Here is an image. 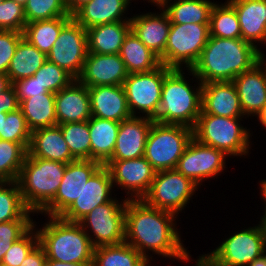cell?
Wrapping results in <instances>:
<instances>
[{
	"label": "cell",
	"instance_id": "6da1fadb",
	"mask_svg": "<svg viewBox=\"0 0 266 266\" xmlns=\"http://www.w3.org/2000/svg\"><path fill=\"white\" fill-rule=\"evenodd\" d=\"M176 218L175 214L151 207L142 199H129L125 208V242L149 260L153 256L148 251H152L164 258L188 262L191 256L175 226Z\"/></svg>",
	"mask_w": 266,
	"mask_h": 266
},
{
	"label": "cell",
	"instance_id": "7a4b0ae2",
	"mask_svg": "<svg viewBox=\"0 0 266 266\" xmlns=\"http://www.w3.org/2000/svg\"><path fill=\"white\" fill-rule=\"evenodd\" d=\"M264 56L260 48L242 38L209 36L199 59L188 73L201 83L233 81Z\"/></svg>",
	"mask_w": 266,
	"mask_h": 266
},
{
	"label": "cell",
	"instance_id": "3957f363",
	"mask_svg": "<svg viewBox=\"0 0 266 266\" xmlns=\"http://www.w3.org/2000/svg\"><path fill=\"white\" fill-rule=\"evenodd\" d=\"M48 218L42 229L37 228L39 244L46 258L68 263H93L95 247L80 223L60 216Z\"/></svg>",
	"mask_w": 266,
	"mask_h": 266
},
{
	"label": "cell",
	"instance_id": "277c9868",
	"mask_svg": "<svg viewBox=\"0 0 266 266\" xmlns=\"http://www.w3.org/2000/svg\"><path fill=\"white\" fill-rule=\"evenodd\" d=\"M184 69H172L164 78L157 122L183 125L191 129L201 113L202 83L188 84Z\"/></svg>",
	"mask_w": 266,
	"mask_h": 266
},
{
	"label": "cell",
	"instance_id": "5b68a950",
	"mask_svg": "<svg viewBox=\"0 0 266 266\" xmlns=\"http://www.w3.org/2000/svg\"><path fill=\"white\" fill-rule=\"evenodd\" d=\"M66 163L26 156L17 182L23 201L34 213H40L55 197Z\"/></svg>",
	"mask_w": 266,
	"mask_h": 266
},
{
	"label": "cell",
	"instance_id": "8992f818",
	"mask_svg": "<svg viewBox=\"0 0 266 266\" xmlns=\"http://www.w3.org/2000/svg\"><path fill=\"white\" fill-rule=\"evenodd\" d=\"M243 117H223L201 113L193 128V138L223 151L227 156H247L250 131L240 124Z\"/></svg>",
	"mask_w": 266,
	"mask_h": 266
},
{
	"label": "cell",
	"instance_id": "52a82bcc",
	"mask_svg": "<svg viewBox=\"0 0 266 266\" xmlns=\"http://www.w3.org/2000/svg\"><path fill=\"white\" fill-rule=\"evenodd\" d=\"M266 251V235L260 222L224 240L210 253L199 256L196 266H247Z\"/></svg>",
	"mask_w": 266,
	"mask_h": 266
},
{
	"label": "cell",
	"instance_id": "ba28073f",
	"mask_svg": "<svg viewBox=\"0 0 266 266\" xmlns=\"http://www.w3.org/2000/svg\"><path fill=\"white\" fill-rule=\"evenodd\" d=\"M193 138V129L183 125L154 121L150 128L144 157L156 172L175 169Z\"/></svg>",
	"mask_w": 266,
	"mask_h": 266
},
{
	"label": "cell",
	"instance_id": "9c48e42d",
	"mask_svg": "<svg viewBox=\"0 0 266 266\" xmlns=\"http://www.w3.org/2000/svg\"><path fill=\"white\" fill-rule=\"evenodd\" d=\"M210 24L171 23L160 63L171 69H192L210 36Z\"/></svg>",
	"mask_w": 266,
	"mask_h": 266
},
{
	"label": "cell",
	"instance_id": "30bf717a",
	"mask_svg": "<svg viewBox=\"0 0 266 266\" xmlns=\"http://www.w3.org/2000/svg\"><path fill=\"white\" fill-rule=\"evenodd\" d=\"M171 70L160 64L148 72L128 74L122 86L132 116L142 113L143 117L152 118L157 122L164 78Z\"/></svg>",
	"mask_w": 266,
	"mask_h": 266
},
{
	"label": "cell",
	"instance_id": "8fae6325",
	"mask_svg": "<svg viewBox=\"0 0 266 266\" xmlns=\"http://www.w3.org/2000/svg\"><path fill=\"white\" fill-rule=\"evenodd\" d=\"M198 186L176 169L156 172L142 200L149 206L178 216L196 193Z\"/></svg>",
	"mask_w": 266,
	"mask_h": 266
},
{
	"label": "cell",
	"instance_id": "7c38bea8",
	"mask_svg": "<svg viewBox=\"0 0 266 266\" xmlns=\"http://www.w3.org/2000/svg\"><path fill=\"white\" fill-rule=\"evenodd\" d=\"M114 198L98 205L79 221L95 248L125 242V208L128 199L118 202Z\"/></svg>",
	"mask_w": 266,
	"mask_h": 266
},
{
	"label": "cell",
	"instance_id": "4fadbf2b",
	"mask_svg": "<svg viewBox=\"0 0 266 266\" xmlns=\"http://www.w3.org/2000/svg\"><path fill=\"white\" fill-rule=\"evenodd\" d=\"M88 54L87 31L73 17L62 27L47 60L77 79Z\"/></svg>",
	"mask_w": 266,
	"mask_h": 266
},
{
	"label": "cell",
	"instance_id": "5bb4252c",
	"mask_svg": "<svg viewBox=\"0 0 266 266\" xmlns=\"http://www.w3.org/2000/svg\"><path fill=\"white\" fill-rule=\"evenodd\" d=\"M226 156L223 151L192 138L175 169L200 188L203 181L223 172L226 166Z\"/></svg>",
	"mask_w": 266,
	"mask_h": 266
},
{
	"label": "cell",
	"instance_id": "9a60e30c",
	"mask_svg": "<svg viewBox=\"0 0 266 266\" xmlns=\"http://www.w3.org/2000/svg\"><path fill=\"white\" fill-rule=\"evenodd\" d=\"M113 186L124 189L129 200L142 199L150 189L156 171L144 156L128 160H107ZM130 195V197H129Z\"/></svg>",
	"mask_w": 266,
	"mask_h": 266
},
{
	"label": "cell",
	"instance_id": "2e32d148",
	"mask_svg": "<svg viewBox=\"0 0 266 266\" xmlns=\"http://www.w3.org/2000/svg\"><path fill=\"white\" fill-rule=\"evenodd\" d=\"M102 164L96 160H74L67 163L61 184L54 199L40 212L61 216L78 198L88 179Z\"/></svg>",
	"mask_w": 266,
	"mask_h": 266
},
{
	"label": "cell",
	"instance_id": "e0dca14e",
	"mask_svg": "<svg viewBox=\"0 0 266 266\" xmlns=\"http://www.w3.org/2000/svg\"><path fill=\"white\" fill-rule=\"evenodd\" d=\"M114 187L109 170L101 165L88 179L80 196L60 217L70 222H79L98 205L111 201Z\"/></svg>",
	"mask_w": 266,
	"mask_h": 266
},
{
	"label": "cell",
	"instance_id": "ac0fdd59",
	"mask_svg": "<svg viewBox=\"0 0 266 266\" xmlns=\"http://www.w3.org/2000/svg\"><path fill=\"white\" fill-rule=\"evenodd\" d=\"M127 76L119 54L88 53L77 80L88 87L122 85Z\"/></svg>",
	"mask_w": 266,
	"mask_h": 266
},
{
	"label": "cell",
	"instance_id": "d6986e66",
	"mask_svg": "<svg viewBox=\"0 0 266 266\" xmlns=\"http://www.w3.org/2000/svg\"><path fill=\"white\" fill-rule=\"evenodd\" d=\"M266 58L232 81L244 115L256 116L266 104ZM265 66V67H264Z\"/></svg>",
	"mask_w": 266,
	"mask_h": 266
},
{
	"label": "cell",
	"instance_id": "ffe728a7",
	"mask_svg": "<svg viewBox=\"0 0 266 266\" xmlns=\"http://www.w3.org/2000/svg\"><path fill=\"white\" fill-rule=\"evenodd\" d=\"M154 120L141 116H132L121 121L116 145L108 160H128L144 156L147 137Z\"/></svg>",
	"mask_w": 266,
	"mask_h": 266
},
{
	"label": "cell",
	"instance_id": "44dd1931",
	"mask_svg": "<svg viewBox=\"0 0 266 266\" xmlns=\"http://www.w3.org/2000/svg\"><path fill=\"white\" fill-rule=\"evenodd\" d=\"M55 109L57 125L88 121L92 117L88 86L75 79L55 93Z\"/></svg>",
	"mask_w": 266,
	"mask_h": 266
},
{
	"label": "cell",
	"instance_id": "7402d4cb",
	"mask_svg": "<svg viewBox=\"0 0 266 266\" xmlns=\"http://www.w3.org/2000/svg\"><path fill=\"white\" fill-rule=\"evenodd\" d=\"M201 110L223 117L245 116L232 81L202 83Z\"/></svg>",
	"mask_w": 266,
	"mask_h": 266
},
{
	"label": "cell",
	"instance_id": "603a6c76",
	"mask_svg": "<svg viewBox=\"0 0 266 266\" xmlns=\"http://www.w3.org/2000/svg\"><path fill=\"white\" fill-rule=\"evenodd\" d=\"M88 91L92 116L117 122L132 117L122 85L88 87Z\"/></svg>",
	"mask_w": 266,
	"mask_h": 266
},
{
	"label": "cell",
	"instance_id": "cb8c5ba5",
	"mask_svg": "<svg viewBox=\"0 0 266 266\" xmlns=\"http://www.w3.org/2000/svg\"><path fill=\"white\" fill-rule=\"evenodd\" d=\"M160 11L137 14L130 19L131 30L159 58L164 54L171 26L167 13L162 8Z\"/></svg>",
	"mask_w": 266,
	"mask_h": 266
},
{
	"label": "cell",
	"instance_id": "d4e9b609",
	"mask_svg": "<svg viewBox=\"0 0 266 266\" xmlns=\"http://www.w3.org/2000/svg\"><path fill=\"white\" fill-rule=\"evenodd\" d=\"M235 9L242 39L253 44L266 43V0H227ZM258 41V42H257Z\"/></svg>",
	"mask_w": 266,
	"mask_h": 266
},
{
	"label": "cell",
	"instance_id": "484cf974",
	"mask_svg": "<svg viewBox=\"0 0 266 266\" xmlns=\"http://www.w3.org/2000/svg\"><path fill=\"white\" fill-rule=\"evenodd\" d=\"M27 156L66 164L76 160L71 155L59 125L32 131Z\"/></svg>",
	"mask_w": 266,
	"mask_h": 266
},
{
	"label": "cell",
	"instance_id": "4316f807",
	"mask_svg": "<svg viewBox=\"0 0 266 266\" xmlns=\"http://www.w3.org/2000/svg\"><path fill=\"white\" fill-rule=\"evenodd\" d=\"M130 1L132 0H91L80 6L72 17L85 29L100 24L130 21L131 17H124Z\"/></svg>",
	"mask_w": 266,
	"mask_h": 266
},
{
	"label": "cell",
	"instance_id": "83f0119b",
	"mask_svg": "<svg viewBox=\"0 0 266 266\" xmlns=\"http://www.w3.org/2000/svg\"><path fill=\"white\" fill-rule=\"evenodd\" d=\"M88 53L119 54L131 31L130 21L100 24L86 29Z\"/></svg>",
	"mask_w": 266,
	"mask_h": 266
},
{
	"label": "cell",
	"instance_id": "f1b7e54d",
	"mask_svg": "<svg viewBox=\"0 0 266 266\" xmlns=\"http://www.w3.org/2000/svg\"><path fill=\"white\" fill-rule=\"evenodd\" d=\"M91 138V160L102 165L112 156L120 122L92 116L88 120Z\"/></svg>",
	"mask_w": 266,
	"mask_h": 266
},
{
	"label": "cell",
	"instance_id": "f546056e",
	"mask_svg": "<svg viewBox=\"0 0 266 266\" xmlns=\"http://www.w3.org/2000/svg\"><path fill=\"white\" fill-rule=\"evenodd\" d=\"M165 0L158 9L162 8L171 23L175 24H210V14L214 1L210 0ZM169 4V5H168Z\"/></svg>",
	"mask_w": 266,
	"mask_h": 266
},
{
	"label": "cell",
	"instance_id": "4dcf8cb0",
	"mask_svg": "<svg viewBox=\"0 0 266 266\" xmlns=\"http://www.w3.org/2000/svg\"><path fill=\"white\" fill-rule=\"evenodd\" d=\"M119 55L128 74L148 72L161 64L159 57L132 30L126 36Z\"/></svg>",
	"mask_w": 266,
	"mask_h": 266
},
{
	"label": "cell",
	"instance_id": "1f68e13d",
	"mask_svg": "<svg viewBox=\"0 0 266 266\" xmlns=\"http://www.w3.org/2000/svg\"><path fill=\"white\" fill-rule=\"evenodd\" d=\"M27 126L32 132L40 128L57 125L55 93L32 96L19 104Z\"/></svg>",
	"mask_w": 266,
	"mask_h": 266
},
{
	"label": "cell",
	"instance_id": "d6a6232c",
	"mask_svg": "<svg viewBox=\"0 0 266 266\" xmlns=\"http://www.w3.org/2000/svg\"><path fill=\"white\" fill-rule=\"evenodd\" d=\"M47 55L22 37L9 64L7 75L11 84L28 78L46 62Z\"/></svg>",
	"mask_w": 266,
	"mask_h": 266
},
{
	"label": "cell",
	"instance_id": "836d02e7",
	"mask_svg": "<svg viewBox=\"0 0 266 266\" xmlns=\"http://www.w3.org/2000/svg\"><path fill=\"white\" fill-rule=\"evenodd\" d=\"M149 261L134 247L123 242L96 247L92 266H149Z\"/></svg>",
	"mask_w": 266,
	"mask_h": 266
},
{
	"label": "cell",
	"instance_id": "e575fe53",
	"mask_svg": "<svg viewBox=\"0 0 266 266\" xmlns=\"http://www.w3.org/2000/svg\"><path fill=\"white\" fill-rule=\"evenodd\" d=\"M72 17H57L50 20H38L27 23L23 37L46 55L58 38L62 27Z\"/></svg>",
	"mask_w": 266,
	"mask_h": 266
},
{
	"label": "cell",
	"instance_id": "d590c367",
	"mask_svg": "<svg viewBox=\"0 0 266 266\" xmlns=\"http://www.w3.org/2000/svg\"><path fill=\"white\" fill-rule=\"evenodd\" d=\"M25 205L17 181H0V223L13 220H33Z\"/></svg>",
	"mask_w": 266,
	"mask_h": 266
},
{
	"label": "cell",
	"instance_id": "8d00e7d4",
	"mask_svg": "<svg viewBox=\"0 0 266 266\" xmlns=\"http://www.w3.org/2000/svg\"><path fill=\"white\" fill-rule=\"evenodd\" d=\"M210 36L219 38H242L239 19L234 7L226 0L215 3L210 14Z\"/></svg>",
	"mask_w": 266,
	"mask_h": 266
},
{
	"label": "cell",
	"instance_id": "74e56055",
	"mask_svg": "<svg viewBox=\"0 0 266 266\" xmlns=\"http://www.w3.org/2000/svg\"><path fill=\"white\" fill-rule=\"evenodd\" d=\"M29 144L0 139V181H17Z\"/></svg>",
	"mask_w": 266,
	"mask_h": 266
},
{
	"label": "cell",
	"instance_id": "f35d334b",
	"mask_svg": "<svg viewBox=\"0 0 266 266\" xmlns=\"http://www.w3.org/2000/svg\"><path fill=\"white\" fill-rule=\"evenodd\" d=\"M71 155L76 160H91V138L88 121L59 125Z\"/></svg>",
	"mask_w": 266,
	"mask_h": 266
},
{
	"label": "cell",
	"instance_id": "ab89813d",
	"mask_svg": "<svg viewBox=\"0 0 266 266\" xmlns=\"http://www.w3.org/2000/svg\"><path fill=\"white\" fill-rule=\"evenodd\" d=\"M26 22L72 17L65 0H27L24 6Z\"/></svg>",
	"mask_w": 266,
	"mask_h": 266
},
{
	"label": "cell",
	"instance_id": "60d3db41",
	"mask_svg": "<svg viewBox=\"0 0 266 266\" xmlns=\"http://www.w3.org/2000/svg\"><path fill=\"white\" fill-rule=\"evenodd\" d=\"M33 76L51 93L59 92L75 80L66 70L48 60H46Z\"/></svg>",
	"mask_w": 266,
	"mask_h": 266
},
{
	"label": "cell",
	"instance_id": "b9f144b4",
	"mask_svg": "<svg viewBox=\"0 0 266 266\" xmlns=\"http://www.w3.org/2000/svg\"><path fill=\"white\" fill-rule=\"evenodd\" d=\"M38 243L39 237L34 222L33 226L7 250L0 264L4 266H20Z\"/></svg>",
	"mask_w": 266,
	"mask_h": 266
},
{
	"label": "cell",
	"instance_id": "7bdbcfd3",
	"mask_svg": "<svg viewBox=\"0 0 266 266\" xmlns=\"http://www.w3.org/2000/svg\"><path fill=\"white\" fill-rule=\"evenodd\" d=\"M31 131L20 108L3 117L2 140L14 143H30Z\"/></svg>",
	"mask_w": 266,
	"mask_h": 266
},
{
	"label": "cell",
	"instance_id": "ee69618b",
	"mask_svg": "<svg viewBox=\"0 0 266 266\" xmlns=\"http://www.w3.org/2000/svg\"><path fill=\"white\" fill-rule=\"evenodd\" d=\"M26 24L22 5L14 0H3L0 3V30H13L23 33Z\"/></svg>",
	"mask_w": 266,
	"mask_h": 266
},
{
	"label": "cell",
	"instance_id": "f6af8a7d",
	"mask_svg": "<svg viewBox=\"0 0 266 266\" xmlns=\"http://www.w3.org/2000/svg\"><path fill=\"white\" fill-rule=\"evenodd\" d=\"M33 220H13L0 223V263L12 244L32 226Z\"/></svg>",
	"mask_w": 266,
	"mask_h": 266
},
{
	"label": "cell",
	"instance_id": "bcb514c9",
	"mask_svg": "<svg viewBox=\"0 0 266 266\" xmlns=\"http://www.w3.org/2000/svg\"><path fill=\"white\" fill-rule=\"evenodd\" d=\"M22 37V32L0 30V73L7 74L10 61Z\"/></svg>",
	"mask_w": 266,
	"mask_h": 266
},
{
	"label": "cell",
	"instance_id": "7dc6e473",
	"mask_svg": "<svg viewBox=\"0 0 266 266\" xmlns=\"http://www.w3.org/2000/svg\"><path fill=\"white\" fill-rule=\"evenodd\" d=\"M15 93L18 97L19 104L32 96L42 95L49 91L42 86L34 76L24 78L12 83Z\"/></svg>",
	"mask_w": 266,
	"mask_h": 266
},
{
	"label": "cell",
	"instance_id": "c3c4849f",
	"mask_svg": "<svg viewBox=\"0 0 266 266\" xmlns=\"http://www.w3.org/2000/svg\"><path fill=\"white\" fill-rule=\"evenodd\" d=\"M19 108L18 97L14 87L11 85L4 92L0 93V116L3 113H9Z\"/></svg>",
	"mask_w": 266,
	"mask_h": 266
},
{
	"label": "cell",
	"instance_id": "681fc988",
	"mask_svg": "<svg viewBox=\"0 0 266 266\" xmlns=\"http://www.w3.org/2000/svg\"><path fill=\"white\" fill-rule=\"evenodd\" d=\"M47 258L43 247L38 243L22 261L20 266H46Z\"/></svg>",
	"mask_w": 266,
	"mask_h": 266
},
{
	"label": "cell",
	"instance_id": "f907efd6",
	"mask_svg": "<svg viewBox=\"0 0 266 266\" xmlns=\"http://www.w3.org/2000/svg\"><path fill=\"white\" fill-rule=\"evenodd\" d=\"M93 263L61 262L47 258L46 266H92Z\"/></svg>",
	"mask_w": 266,
	"mask_h": 266
},
{
	"label": "cell",
	"instance_id": "816d5d0a",
	"mask_svg": "<svg viewBox=\"0 0 266 266\" xmlns=\"http://www.w3.org/2000/svg\"><path fill=\"white\" fill-rule=\"evenodd\" d=\"M66 6L72 15L80 6L91 0H65Z\"/></svg>",
	"mask_w": 266,
	"mask_h": 266
},
{
	"label": "cell",
	"instance_id": "f5cc1de1",
	"mask_svg": "<svg viewBox=\"0 0 266 266\" xmlns=\"http://www.w3.org/2000/svg\"><path fill=\"white\" fill-rule=\"evenodd\" d=\"M10 79L7 74L0 73V93L4 92L11 86Z\"/></svg>",
	"mask_w": 266,
	"mask_h": 266
},
{
	"label": "cell",
	"instance_id": "db71d44e",
	"mask_svg": "<svg viewBox=\"0 0 266 266\" xmlns=\"http://www.w3.org/2000/svg\"><path fill=\"white\" fill-rule=\"evenodd\" d=\"M247 266H266V251H264L261 255L255 258Z\"/></svg>",
	"mask_w": 266,
	"mask_h": 266
},
{
	"label": "cell",
	"instance_id": "11a10c76",
	"mask_svg": "<svg viewBox=\"0 0 266 266\" xmlns=\"http://www.w3.org/2000/svg\"><path fill=\"white\" fill-rule=\"evenodd\" d=\"M258 121L266 128V104L262 107L261 111L256 115Z\"/></svg>",
	"mask_w": 266,
	"mask_h": 266
},
{
	"label": "cell",
	"instance_id": "9f6ffc18",
	"mask_svg": "<svg viewBox=\"0 0 266 266\" xmlns=\"http://www.w3.org/2000/svg\"><path fill=\"white\" fill-rule=\"evenodd\" d=\"M260 183H261L260 184V187H261V189H260L261 194L260 195H262V198L264 199V203H265V207H266V180L264 179Z\"/></svg>",
	"mask_w": 266,
	"mask_h": 266
},
{
	"label": "cell",
	"instance_id": "6f0895ef",
	"mask_svg": "<svg viewBox=\"0 0 266 266\" xmlns=\"http://www.w3.org/2000/svg\"><path fill=\"white\" fill-rule=\"evenodd\" d=\"M265 209V212H263L264 213V215L263 216H261V224H262V226H263V229H264V232H265V235H266V207L264 208Z\"/></svg>",
	"mask_w": 266,
	"mask_h": 266
},
{
	"label": "cell",
	"instance_id": "680465c9",
	"mask_svg": "<svg viewBox=\"0 0 266 266\" xmlns=\"http://www.w3.org/2000/svg\"><path fill=\"white\" fill-rule=\"evenodd\" d=\"M3 117H7V113L2 112V116H0V139L1 140H2Z\"/></svg>",
	"mask_w": 266,
	"mask_h": 266
},
{
	"label": "cell",
	"instance_id": "91938a15",
	"mask_svg": "<svg viewBox=\"0 0 266 266\" xmlns=\"http://www.w3.org/2000/svg\"><path fill=\"white\" fill-rule=\"evenodd\" d=\"M146 1V0H145ZM149 3H154L156 6L161 5L165 0H147Z\"/></svg>",
	"mask_w": 266,
	"mask_h": 266
},
{
	"label": "cell",
	"instance_id": "94428289",
	"mask_svg": "<svg viewBox=\"0 0 266 266\" xmlns=\"http://www.w3.org/2000/svg\"><path fill=\"white\" fill-rule=\"evenodd\" d=\"M15 2H17L18 4L22 5L23 7L26 5L27 0H14Z\"/></svg>",
	"mask_w": 266,
	"mask_h": 266
}]
</instances>
